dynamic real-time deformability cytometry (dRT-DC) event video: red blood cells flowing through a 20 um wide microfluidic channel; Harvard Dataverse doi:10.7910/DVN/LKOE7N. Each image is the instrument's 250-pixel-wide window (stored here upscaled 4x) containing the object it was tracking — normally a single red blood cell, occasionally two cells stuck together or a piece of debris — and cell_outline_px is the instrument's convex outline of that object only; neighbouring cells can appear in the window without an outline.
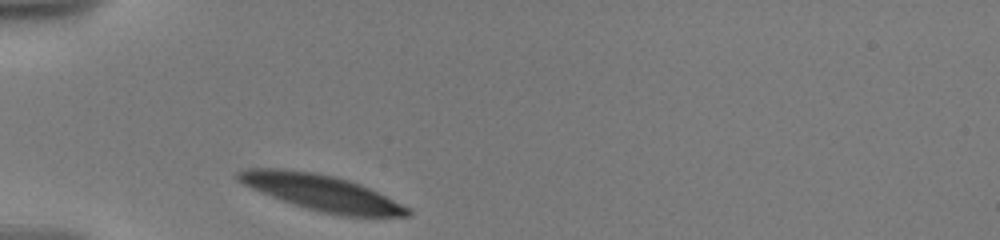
{"species": "human", "species_latin": "Homo sapiens", "temperature_condition": "warm", "stored_images_in_passage": 17, "camera_frame_rate_fps": 3000, "um_per_image_px": 0.085, "donor": {"sex": "male"}, "frame": {"image": 1, "passage_image": 1, "time_ms": 0.0, "image_size_px": [1000, 240], "cell_outline_px": [[412, 212], [408, 216], [340, 216], [320, 212], [292, 204], [260, 192], [236, 180], [236, 172], [244, 168], [284, 168], [312, 172], [336, 176], [360, 184], [408, 208]], "centroid_in_image_um": [27.24, 16.36], "position_along_channel_um": 57.8, "area_um2": 35.14}}
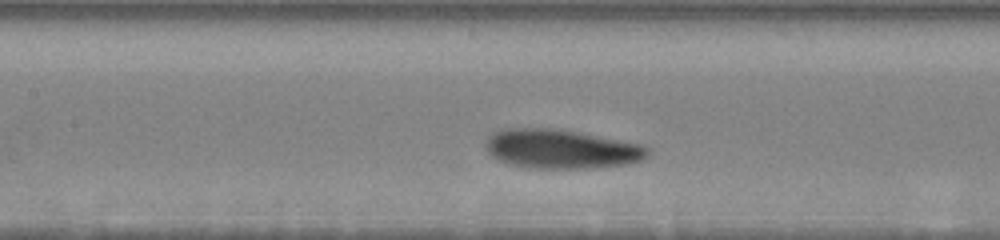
{"frame": {"image": 2, "passage_image": 10, "time_ms": 3.333, "image_size_px": [1000, 240], "cell_outline_px": [[648, 156], [640, 160], [628, 164], [596, 168], [528, 168], [508, 164], [492, 156], [488, 152], [484, 144], [484, 140], [492, 132], [504, 128], [560, 128], [640, 144], [648, 148]], "centroid_in_image_um": [47.65, 12.65], "position_along_channel_um": 159.8, "area_um2": 37.34}}
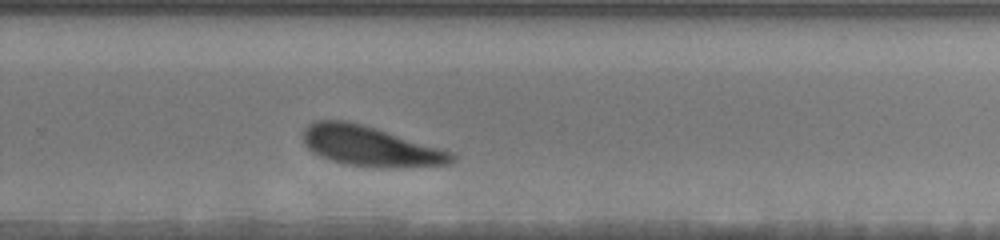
{"frame": {"image": 3, "passage_image": 17, "time_ms": 7.333, "image_size_px": [1000, 240], "cell_outline_px": [[456, 160], [452, 164], [404, 168], [388, 168], [344, 164], [320, 156], [312, 152], [304, 144], [304, 128], [308, 124], [316, 120], [344, 120], [360, 124], [456, 152]], "centroid_in_image_um": [31.54, 12.45], "position_along_channel_um": 298.3, "area_um2": 34.85}}